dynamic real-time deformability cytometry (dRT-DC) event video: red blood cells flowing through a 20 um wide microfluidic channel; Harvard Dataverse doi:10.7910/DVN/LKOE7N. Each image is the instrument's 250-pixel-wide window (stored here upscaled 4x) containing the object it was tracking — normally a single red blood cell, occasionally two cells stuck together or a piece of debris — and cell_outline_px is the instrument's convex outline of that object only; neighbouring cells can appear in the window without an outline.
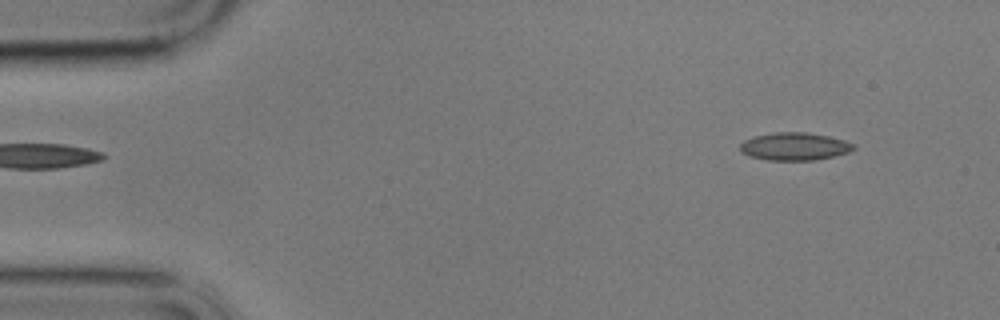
{"species": "common noctule bat (a hibernating species)", "species_latin": "Nyctalus noctula", "temperature_condition": "cold", "stored_images_in_passage": 17, "camera_frame_rate_fps": 3000, "um_per_image_px": 0.085, "animal": {"sex": "male", "body_mass_g": 17.9}, "frame": {"image": 1, "passage_image": 1, "time_ms": 0.0, "image_size_px": [1000, 320], "cell_outline_px": [[856, 148], [848, 152], [832, 156], [812, 160], [768, 160], [748, 156], [740, 152], [740, 144], [744, 140], [752, 136], [772, 132], [804, 132], [828, 136], [844, 140], [856, 144]], "centroid_in_image_um": [67.5, 12.44], "position_along_channel_um": 17.5, "area_um2": 18.44}}
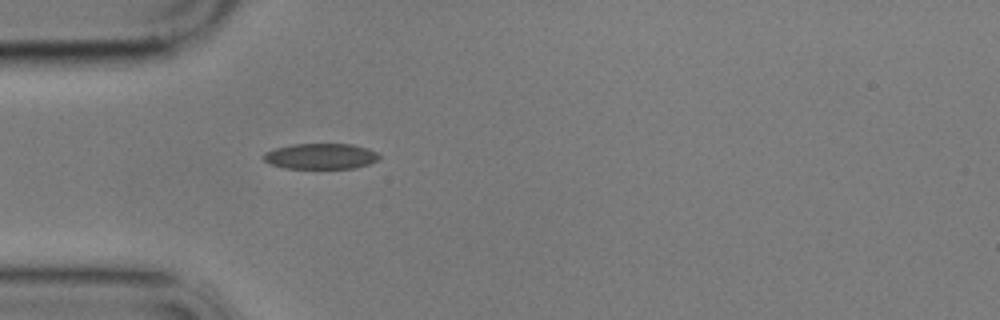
{"frame": {"image": 2, "passage_image": 12, "time_ms": 3.667, "image_size_px": [1000, 320], "cell_outline_px": [[380, 156], [376, 160], [368, 164], [352, 168], [284, 168], [272, 164], [264, 160], [264, 152], [272, 148], [292, 144], [352, 144], [368, 148], [376, 152]], "centroid_in_image_um": [27.23, 13.27], "position_along_channel_um": 57.8, "area_um2": 17.22}}
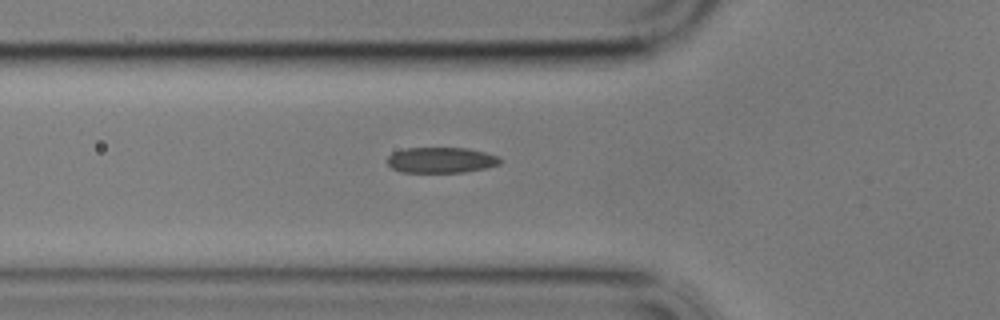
{"frame": {"image": 3, "passage_image": 15, "time_ms": 4.667, "image_size_px": [1000, 320], "cell_outline_px": [[504, 160], [500, 164], [484, 168], [464, 172], [400, 172], [392, 168], [388, 164], [388, 156], [392, 152], [404, 148], [468, 148], [500, 156]], "centroid_in_image_um": [37.51, 13.6], "position_along_channel_um": 88.3, "area_um2": 16.99}}